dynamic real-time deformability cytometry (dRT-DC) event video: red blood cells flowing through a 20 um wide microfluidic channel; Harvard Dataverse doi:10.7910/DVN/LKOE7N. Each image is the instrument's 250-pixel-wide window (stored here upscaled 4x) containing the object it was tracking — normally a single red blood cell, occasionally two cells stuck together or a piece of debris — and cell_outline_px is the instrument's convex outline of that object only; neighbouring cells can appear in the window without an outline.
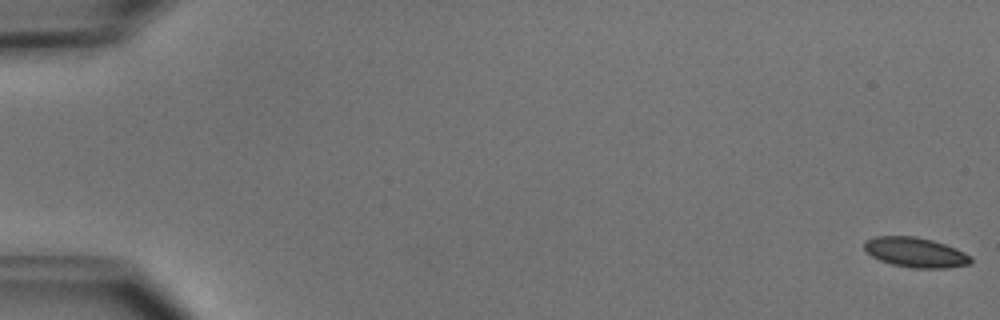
{"species": "common noctule bat (a hibernating species)", "species_latin": "Nyctalus noctula", "temperature_condition": "cold", "stored_images_in_passage": 52, "camera_frame_rate_fps": 3000, "um_per_image_px": 0.085, "animal": {"sex": "male", "body_mass_g": 15.6}, "frame": {"image": 1, "passage_image": 1, "time_ms": 0.0, "image_size_px": [1000, 320], "cell_outline_px": [[972, 260], [968, 264], [948, 268], [912, 268], [892, 264], [880, 260], [872, 256], [864, 248], [864, 240], [872, 236], [916, 236], [932, 240], [956, 248], [972, 256]], "centroid_in_image_um": [77.81, 21.44], "position_along_channel_um": 7.2, "area_um2": 18.61}}
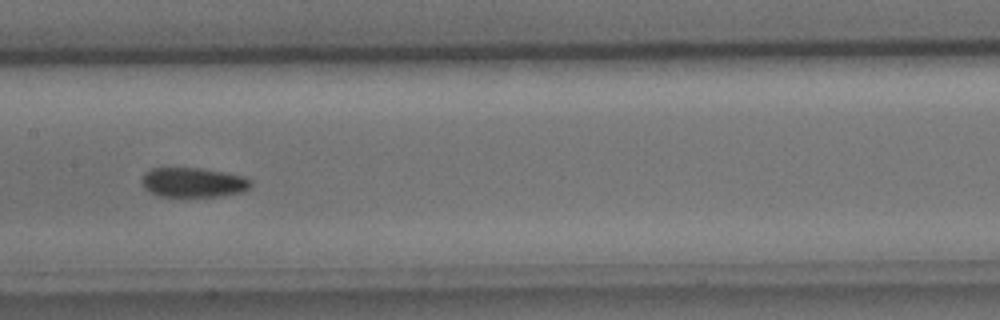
{"frame": {"image": 2, "passage_image": 27, "time_ms": 8.667, "image_size_px": [1000, 320], "cell_outline_px": [[252, 184], [244, 192], [224, 196], [156, 196], [144, 188], [144, 172], [152, 168], [200, 168], [224, 172], [244, 176], [252, 180]], "centroid_in_image_um": [16.47, 15.51], "position_along_channel_um": 190.9, "area_um2": 18.84}}
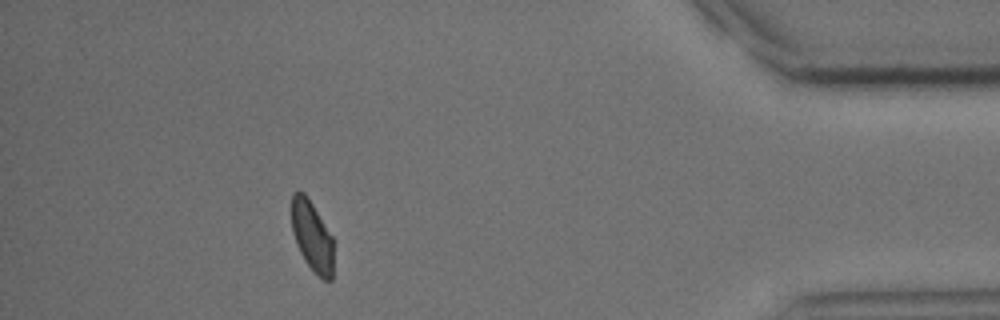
{"frame": {"image": 3, "passage_image": 47, "time_ms": 15.333, "image_size_px": [1000, 320], "cell_outline_px": [[332, 280], [324, 280], [304, 260], [296, 244], [292, 232], [292, 192], [304, 192], [312, 204], [332, 236]], "centroid_in_image_um": [26.5, 20.06], "position_along_channel_um": 408.7, "area_um2": 16.76}, "authors_computed_cell_mechanics": {"area_um2": 18.5827, "velocity_mm_per_s": 3.9571, "shape_relaxation_time_tau1_ms": 2.5891, "shape_relaxation_time_tau2_ms": null, "deformation_change_tau1": 0.0664, "deformation_change_tau2": null}}